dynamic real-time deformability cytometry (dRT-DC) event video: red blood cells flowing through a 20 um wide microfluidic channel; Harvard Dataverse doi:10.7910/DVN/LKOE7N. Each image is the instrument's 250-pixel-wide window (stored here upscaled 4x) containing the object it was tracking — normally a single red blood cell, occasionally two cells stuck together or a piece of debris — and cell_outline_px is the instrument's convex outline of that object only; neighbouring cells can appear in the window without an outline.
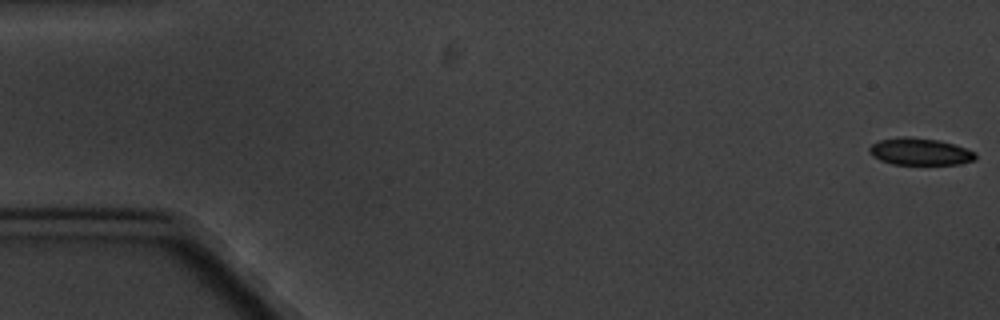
{"species": "common noctule bat (a hibernating species)", "species_latin": "Nyctalus noctula", "temperature_condition": "cold", "stored_images_in_passage": 5, "camera_frame_rate_fps": 3000, "um_per_image_px": 0.085, "animal": {"sex": "male", "body_mass_g": 20.1, "forearm_length_mm": 53.5}, "frame": {"image": 1, "passage_image": 1, "time_ms": 0.0, "image_size_px": [1000, 320], "cell_outline_px": [[976, 160], [960, 164], [892, 164], [880, 160], [872, 156], [868, 152], [868, 148], [872, 144], [880, 140], [904, 136], [940, 140], [976, 152]], "centroid_in_image_um": [78.18, 12.89], "position_along_channel_um": 6.8, "area_um2": 16.7}}
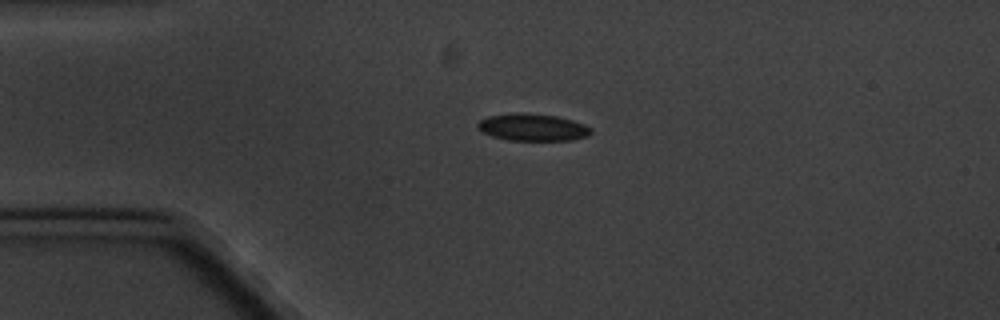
{"frame": {"image": 2, "passage_image": 4, "time_ms": 4.333, "image_size_px": [1000, 320], "cell_outline_px": [[592, 132], [588, 136], [572, 140], [508, 140], [492, 136], [484, 132], [476, 124], [480, 120], [488, 116], [516, 112], [520, 112], [556, 116], [572, 120], [584, 124], [592, 128]], "centroid_in_image_um": [45.3, 10.82], "position_along_channel_um": 39.7, "area_um2": 17.86}}